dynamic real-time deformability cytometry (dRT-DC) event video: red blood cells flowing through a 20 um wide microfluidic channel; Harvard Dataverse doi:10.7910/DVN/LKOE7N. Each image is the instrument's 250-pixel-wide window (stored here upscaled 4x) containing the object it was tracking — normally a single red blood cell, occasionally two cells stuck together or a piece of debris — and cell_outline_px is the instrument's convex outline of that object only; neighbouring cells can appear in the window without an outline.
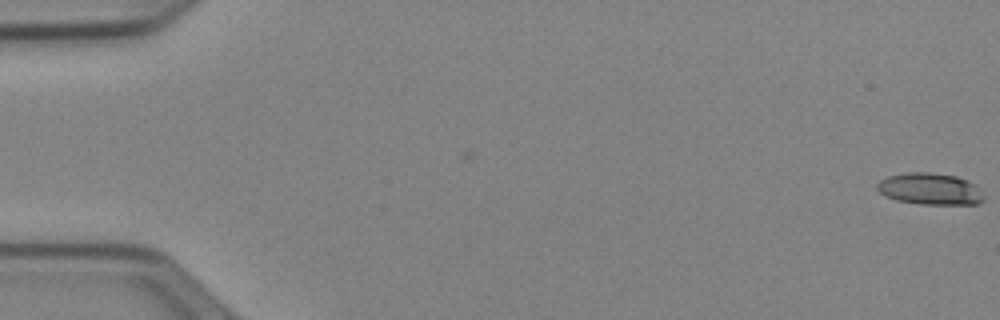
{"species": "Egyptian fruit bat (a non-hibernating species)", "species_latin": "Rousettus aegyptiacus", "temperature_condition": "cold", "stored_images_in_passage": 53, "camera_frame_rate_fps": 3000, "um_per_image_px": 0.085, "animal": {"sex": "female"}, "frame": {"image": 1, "passage_image": 1, "time_ms": 0.0, "image_size_px": [1000, 320], "cell_outline_px": [[984, 200], [976, 204], [920, 204], [896, 200], [884, 196], [876, 188], [876, 184], [880, 180], [888, 176], [908, 172], [928, 172], [956, 176], [968, 180], [976, 184], [984, 196]], "centroid_in_image_um": [79.05, 16.06], "position_along_channel_um": 6.0, "area_um2": 19.83}}
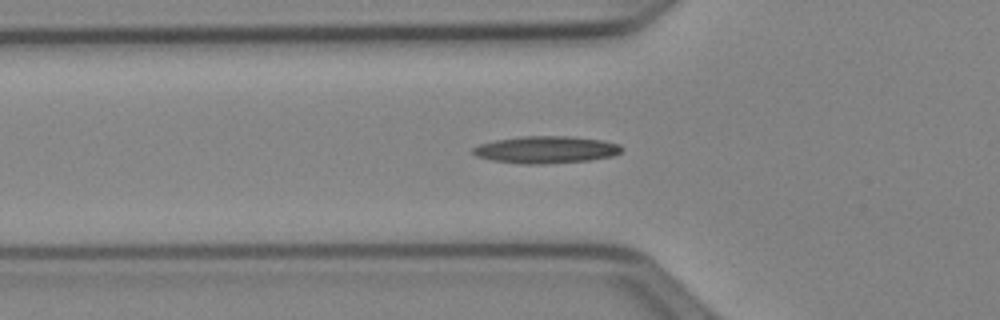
{"frame": {"image": 2, "passage_image": 19, "time_ms": 6.0, "image_size_px": [1000, 320], "cell_outline_px": [[624, 148], [620, 152], [612, 156], [588, 160], [540, 164], [520, 164], [492, 160], [476, 156], [472, 152], [472, 148], [480, 144], [496, 140], [520, 136], [572, 136], [604, 140], [620, 144]], "centroid_in_image_um": [46.42, 12.71], "position_along_channel_um": 79.4, "area_um2": 23.58}}
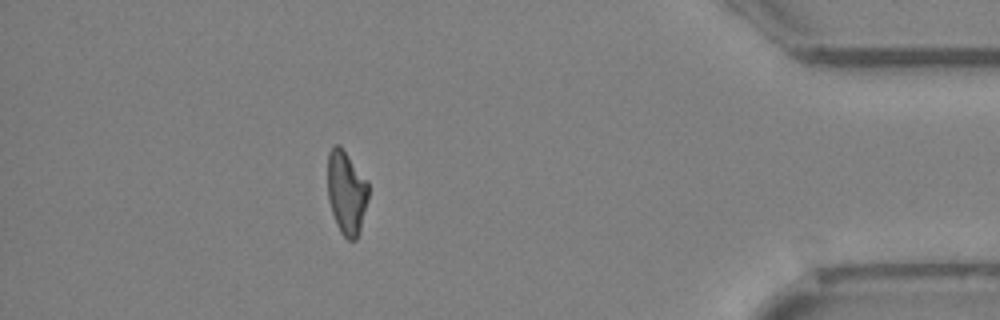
{"frame": {"image": 3, "passage_image": 47, "time_ms": 15.333, "image_size_px": [1000, 320], "cell_outline_px": [[368, 200], [360, 228], [356, 240], [348, 240], [340, 232], [336, 224], [328, 200], [328, 152], [332, 144], [340, 144], [368, 180]], "centroid_in_image_um": [29.44, 16.32], "position_along_channel_um": 405.8, "area_um2": 20.11}, "authors_computed_cell_mechanics": {"area_um2": 20.6346, "velocity_mm_per_s": 3.9821, "shape_relaxation_time_tau1_ms": null, "shape_relaxation_time_tau2_ms": 6.6551, "deformation_change_tau1": null, "deformation_change_tau2": 0.1747}}